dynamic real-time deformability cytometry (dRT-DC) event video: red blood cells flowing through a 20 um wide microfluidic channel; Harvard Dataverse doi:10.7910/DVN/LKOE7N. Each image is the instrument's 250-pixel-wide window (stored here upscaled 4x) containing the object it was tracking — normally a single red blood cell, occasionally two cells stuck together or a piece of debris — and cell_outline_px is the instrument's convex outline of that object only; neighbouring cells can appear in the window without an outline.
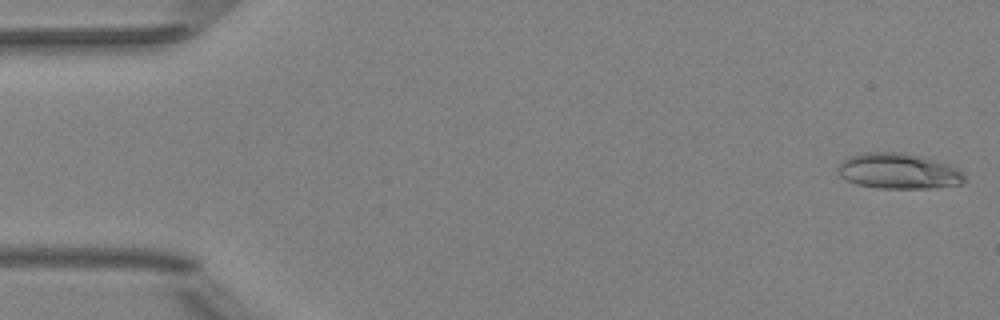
{"species": "Egyptian fruit bat (a non-hibernating species)", "species_latin": "Rousettus aegyptiacus", "temperature_condition": "room temperature", "stored_images_in_passage": 51, "camera_frame_rate_fps": 3000, "um_per_image_px": 0.085, "animal": {"sex": "female"}, "frame": {"image": 1, "passage_image": 1, "time_ms": 0.0, "image_size_px": [1000, 320], "cell_outline_px": [[964, 180], [960, 184], [936, 188], [880, 188], [856, 184], [840, 176], [836, 172], [836, 168], [848, 156], [864, 152], [904, 152], [924, 156], [948, 164], [956, 168], [964, 176]], "centroid_in_image_um": [76.34, 14.53], "position_along_channel_um": 8.7, "area_um2": 26.36}}
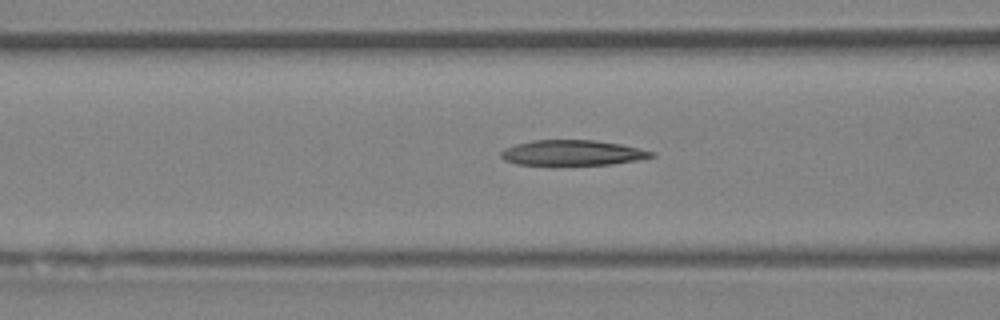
{"frame": {"image": 2, "passage_image": 20, "time_ms": 6.333, "image_size_px": [1000, 320], "cell_outline_px": [[656, 156], [640, 160], [612, 164], [552, 168], [516, 164], [504, 160], [500, 156], [500, 152], [504, 148], [516, 144], [532, 140], [592, 140], [620, 144], [656, 152]], "centroid_in_image_um": [48.61, 13.04], "position_along_channel_um": 118.0, "area_um2": 23.47}}
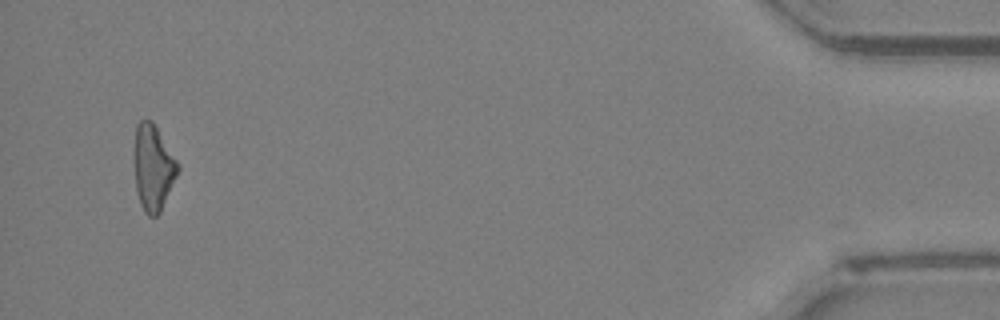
{"frame": {"image": 3, "passage_image": 49, "time_ms": 16.0, "image_size_px": [1000, 320], "cell_outline_px": [[180, 168], [160, 212], [156, 216], [148, 216], [144, 212], [140, 204], [136, 192], [132, 160], [132, 152], [136, 124], [140, 120], [152, 120], [180, 164]], "centroid_in_image_um": [12.97, 14.22], "position_along_channel_um": 422.2, "area_um2": 22.48}, "authors_computed_cell_mechanics": {"area_um2": 22.831, "velocity_mm_per_s": 4.0124, "shape_relaxation_time_tau1_ms": 5.9005, "shape_relaxation_time_tau2_ms": 5.0082, "deformation_change_tau1": 0.1891, "deformation_change_tau2": 0.1745}}